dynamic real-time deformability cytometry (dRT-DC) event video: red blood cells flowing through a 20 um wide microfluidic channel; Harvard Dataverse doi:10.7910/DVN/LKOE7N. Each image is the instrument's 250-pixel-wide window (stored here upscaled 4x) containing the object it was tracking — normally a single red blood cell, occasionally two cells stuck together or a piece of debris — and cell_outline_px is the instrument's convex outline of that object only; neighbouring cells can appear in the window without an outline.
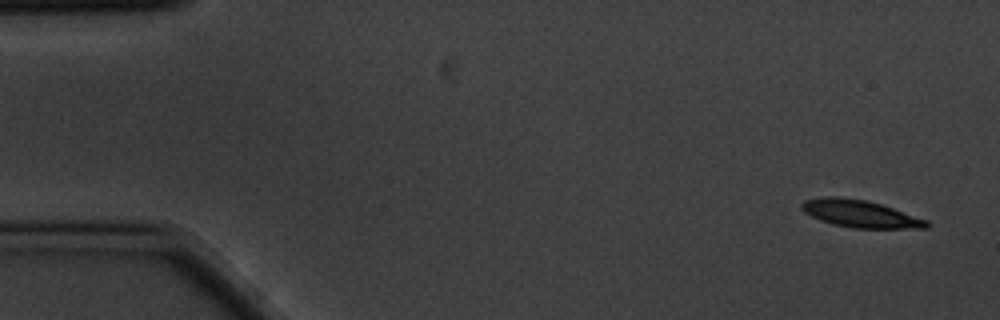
{"species": "common noctule bat (a hibernating species)", "species_latin": "Nyctalus noctula", "temperature_condition": "cold", "stored_images_in_passage": 5, "camera_frame_rate_fps": 3000, "um_per_image_px": 0.085, "animal": {"sex": "male", "body_mass_g": 20.1, "forearm_length_mm": 53.5}, "frame": {"image": 1, "passage_image": 1, "time_ms": 0.0, "image_size_px": [1000, 320], "cell_outline_px": [[932, 224], [928, 228], [852, 228], [832, 224], [820, 220], [804, 212], [800, 208], [800, 204], [804, 200], [824, 196], [836, 196], [864, 200], [880, 204], [928, 220]], "centroid_in_image_um": [73.1, 18.17], "position_along_channel_um": 11.9, "area_um2": 19.88}}
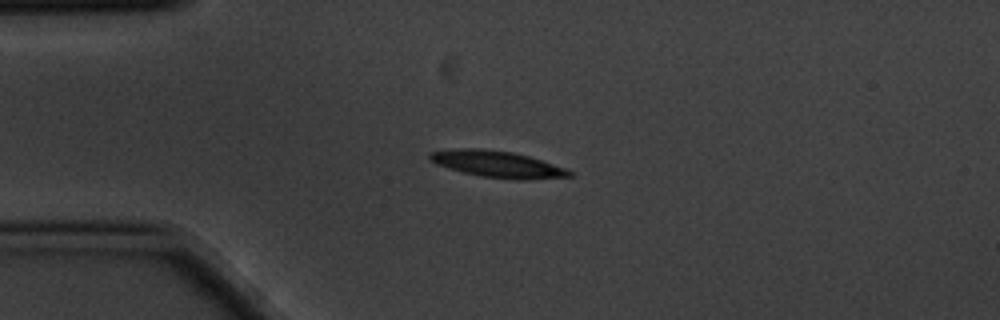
{"frame": {"image": 2, "passage_image": 4, "time_ms": 1.0, "image_size_px": [1000, 320], "cell_outline_px": [[576, 172], [572, 176], [524, 180], [516, 180], [480, 176], [464, 172], [436, 164], [428, 160], [428, 152], [460, 148], [480, 148], [512, 152], [528, 156]], "centroid_in_image_um": [42.26, 13.95], "position_along_channel_um": 42.7, "area_um2": 21.5}}